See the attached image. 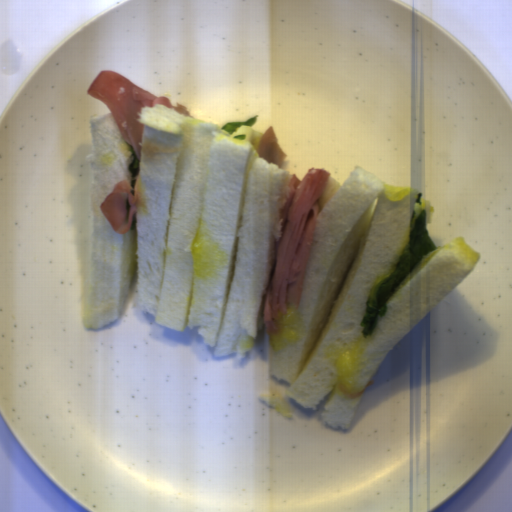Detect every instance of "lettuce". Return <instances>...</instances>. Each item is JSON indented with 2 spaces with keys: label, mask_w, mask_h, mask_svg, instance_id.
<instances>
[{
  "label": "lettuce",
  "mask_w": 512,
  "mask_h": 512,
  "mask_svg": "<svg viewBox=\"0 0 512 512\" xmlns=\"http://www.w3.org/2000/svg\"><path fill=\"white\" fill-rule=\"evenodd\" d=\"M426 209L420 212L413 228L410 230L408 242L396 264L392 274L374 284L366 299L365 310L360 322L364 338L371 336L378 322V317L384 318L387 303L399 284L419 264V262L435 251L436 247L428 235L426 228Z\"/></svg>",
  "instance_id": "obj_1"
},
{
  "label": "lettuce",
  "mask_w": 512,
  "mask_h": 512,
  "mask_svg": "<svg viewBox=\"0 0 512 512\" xmlns=\"http://www.w3.org/2000/svg\"><path fill=\"white\" fill-rule=\"evenodd\" d=\"M128 150L131 154V161L128 165V171H129V175H130V190H131V193L133 196L135 193V188H136V179H137V174L139 172L140 159H138L134 147L131 146L130 144H129Z\"/></svg>",
  "instance_id": "obj_2"
},
{
  "label": "lettuce",
  "mask_w": 512,
  "mask_h": 512,
  "mask_svg": "<svg viewBox=\"0 0 512 512\" xmlns=\"http://www.w3.org/2000/svg\"><path fill=\"white\" fill-rule=\"evenodd\" d=\"M259 116H252L247 121H237V122H229L226 123L221 129L224 130L229 135H233L237 129L241 126H254L258 121Z\"/></svg>",
  "instance_id": "obj_3"
},
{
  "label": "lettuce",
  "mask_w": 512,
  "mask_h": 512,
  "mask_svg": "<svg viewBox=\"0 0 512 512\" xmlns=\"http://www.w3.org/2000/svg\"><path fill=\"white\" fill-rule=\"evenodd\" d=\"M421 197H423V193L419 192L416 197H415V200L414 202L418 203L421 205L422 201H421Z\"/></svg>",
  "instance_id": "obj_4"
}]
</instances>
